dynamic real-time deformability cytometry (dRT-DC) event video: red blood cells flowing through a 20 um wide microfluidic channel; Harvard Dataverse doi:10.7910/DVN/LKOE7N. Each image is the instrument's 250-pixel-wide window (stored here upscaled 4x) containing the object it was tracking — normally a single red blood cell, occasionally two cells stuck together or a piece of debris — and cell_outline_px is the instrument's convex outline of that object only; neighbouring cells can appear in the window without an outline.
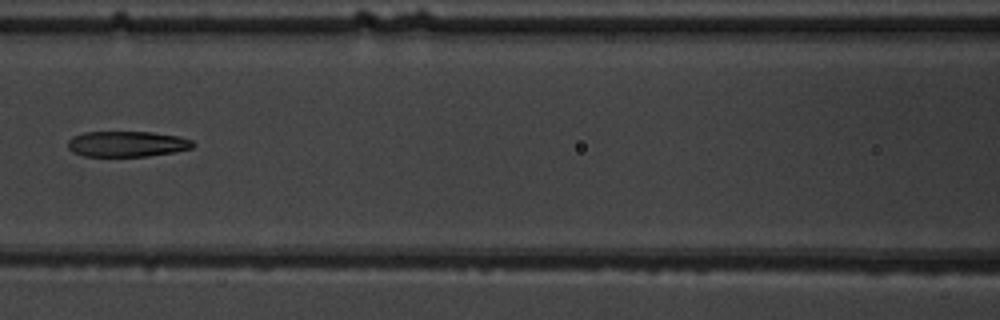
{"species": "common noctule bat (a hibernating species)", "species_latin": "Nyctalus noctula", "temperature_condition": "warm", "stored_images_in_passage": 4, "camera_frame_rate_fps": 3000, "um_per_image_px": 0.085, "animal": {"sex": "male", "body_mass_g": 19.5, "forearm_length_mm": 54.6}, "frame": {"image": 1, "passage_image": 4, "time_ms": 3.333, "image_size_px": [1000, 320], "cell_outline_px": [[196, 144], [192, 148], [176, 152], [148, 156], [84, 156], [72, 152], [68, 148], [68, 140], [72, 136], [84, 132], [152, 132], [180, 136], [192, 140]], "centroid_in_image_um": [10.82, 12.23], "position_along_channel_um": 155.8, "area_um2": 18.9}}